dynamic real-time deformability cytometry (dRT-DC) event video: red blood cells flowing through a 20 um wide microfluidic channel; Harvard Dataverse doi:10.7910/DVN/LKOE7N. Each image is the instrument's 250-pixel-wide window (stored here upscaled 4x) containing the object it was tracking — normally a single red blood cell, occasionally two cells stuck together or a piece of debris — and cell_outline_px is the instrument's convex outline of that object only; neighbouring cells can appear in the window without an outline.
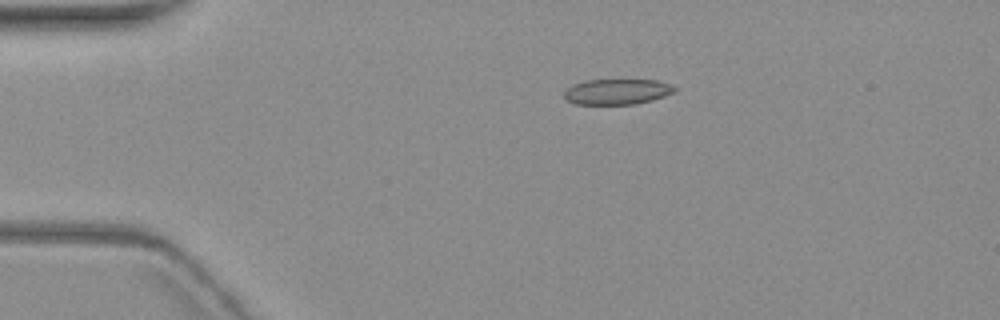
{"species": "common noctule bat (a hibernating species)", "species_latin": "Nyctalus noctula", "temperature_condition": "warm", "stored_images_in_passage": 8, "camera_frame_rate_fps": 3000, "um_per_image_px": 0.085, "animal": {"sex": "female", "body_mass_g": 19.3, "forearm_length_mm": 54.1}, "frame": {"image": 1, "passage_image": 2, "time_ms": 1.0, "image_size_px": [1000, 320], "cell_outline_px": [[676, 88], [672, 92], [664, 96], [652, 100], [636, 104], [576, 104], [568, 100], [564, 96], [564, 92], [572, 84], [584, 80], [656, 80], [672, 84]], "centroid_in_image_um": [52.44, 7.79], "position_along_channel_um": 32.6, "area_um2": 16.36}}
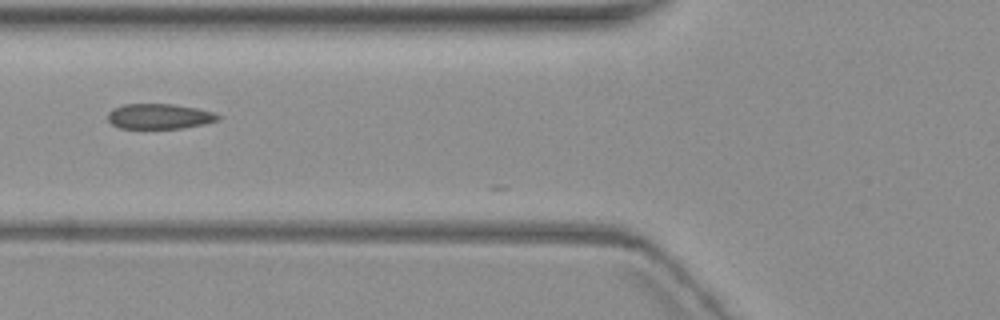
{"frame": {"image": 2, "passage_image": 5, "time_ms": 4.667, "image_size_px": [1000, 320], "cell_outline_px": [[220, 120], [204, 124], [184, 128], [120, 128], [112, 124], [108, 120], [108, 112], [112, 108], [124, 104], [172, 104], [196, 108], [216, 112], [220, 116]], "centroid_in_image_um": [13.56, 9.88], "position_along_channel_um": 112.2, "area_um2": 16.3}}
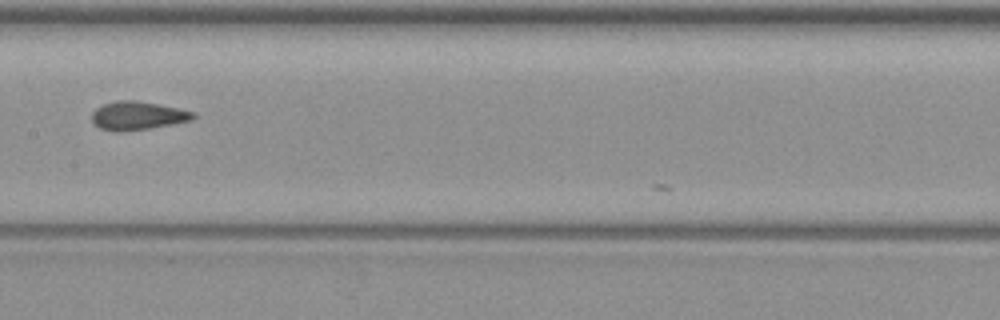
{"frame": {"image": 3, "passage_image": 7, "time_ms": 7.0, "image_size_px": [1000, 320], "cell_outline_px": [[196, 116], [192, 120], [148, 128], [124, 132], [112, 132], [100, 128], [92, 124], [92, 112], [96, 108], [104, 104], [120, 100], [136, 100], [196, 112]], "centroid_in_image_um": [11.65, 9.84], "position_along_channel_um": 195.7, "area_um2": 16.76}}